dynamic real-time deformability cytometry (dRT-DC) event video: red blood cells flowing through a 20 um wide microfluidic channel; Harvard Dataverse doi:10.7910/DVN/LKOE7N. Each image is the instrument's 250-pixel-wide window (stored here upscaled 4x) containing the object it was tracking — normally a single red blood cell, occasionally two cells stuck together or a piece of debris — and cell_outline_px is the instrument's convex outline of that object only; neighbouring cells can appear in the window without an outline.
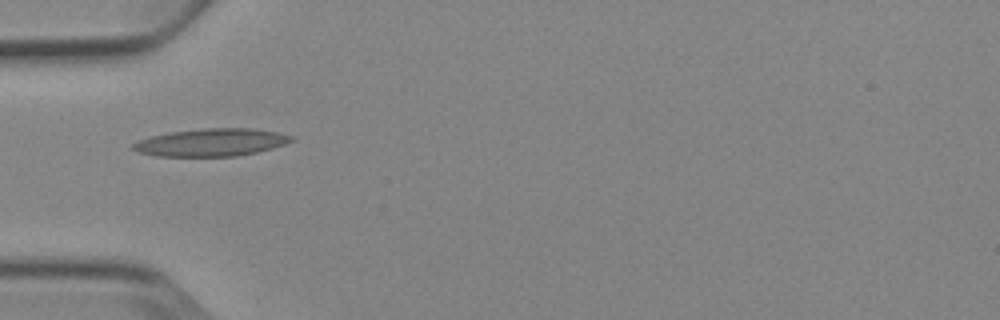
{"species": "Egyptian fruit bat (a non-hibernating species)", "species_latin": "Rousettus aegyptiacus", "temperature_condition": "cold", "stored_images_in_passage": 3, "camera_frame_rate_fps": 3000, "um_per_image_px": 0.085, "animal": {"sex": "female"}, "frame": {"image": 1, "passage_image": 1, "time_ms": 0.0, "image_size_px": [1000, 320], "cell_outline_px": [[296, 140], [272, 148], [256, 152], [236, 156], [156, 156], [140, 152], [132, 148], [132, 144], [140, 140], [152, 136], [172, 132], [204, 128], [252, 128], [276, 132], [292, 136]], "centroid_in_image_um": [17.99, 12.1], "position_along_channel_um": 67.0, "area_um2": 25.2}}
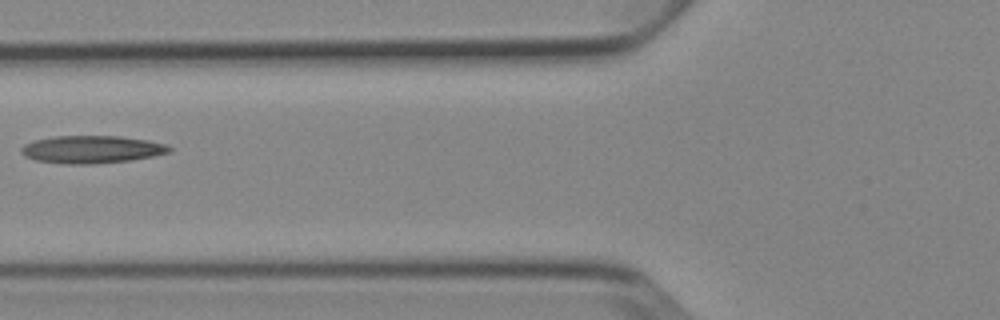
{"frame": {"image": 2, "passage_image": 2, "time_ms": 1.333, "image_size_px": [1000, 320], "cell_outline_px": [[172, 152], [132, 160], [92, 164], [64, 164], [36, 160], [24, 156], [20, 152], [20, 148], [24, 144], [36, 140], [56, 136], [120, 136], [148, 140], [168, 144], [172, 148]], "centroid_in_image_um": [7.82, 12.7], "position_along_channel_um": 118.0, "area_um2": 23.99}}
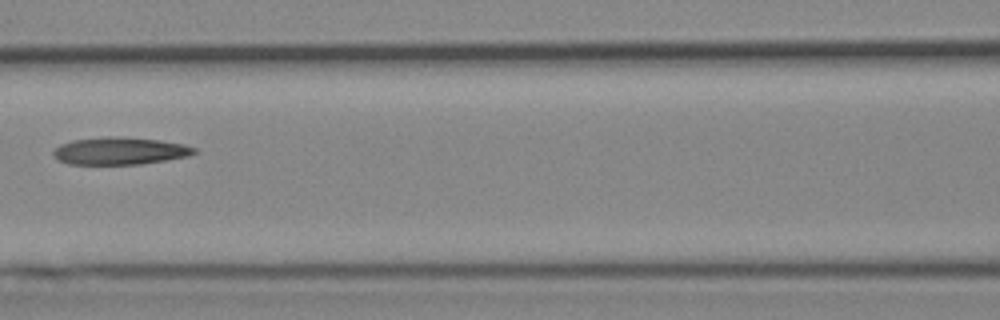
{"frame": {"image": 3, "passage_image": 3, "time_ms": 2.333, "image_size_px": [1000, 320], "cell_outline_px": [[196, 152], [188, 156], [168, 160], [140, 164], [68, 164], [56, 160], [52, 156], [52, 152], [60, 144], [72, 140], [104, 136], [108, 136], [160, 140], [184, 144], [196, 148]], "centroid_in_image_um": [10.15, 12.83], "position_along_channel_um": 156.5, "area_um2": 22.6}}